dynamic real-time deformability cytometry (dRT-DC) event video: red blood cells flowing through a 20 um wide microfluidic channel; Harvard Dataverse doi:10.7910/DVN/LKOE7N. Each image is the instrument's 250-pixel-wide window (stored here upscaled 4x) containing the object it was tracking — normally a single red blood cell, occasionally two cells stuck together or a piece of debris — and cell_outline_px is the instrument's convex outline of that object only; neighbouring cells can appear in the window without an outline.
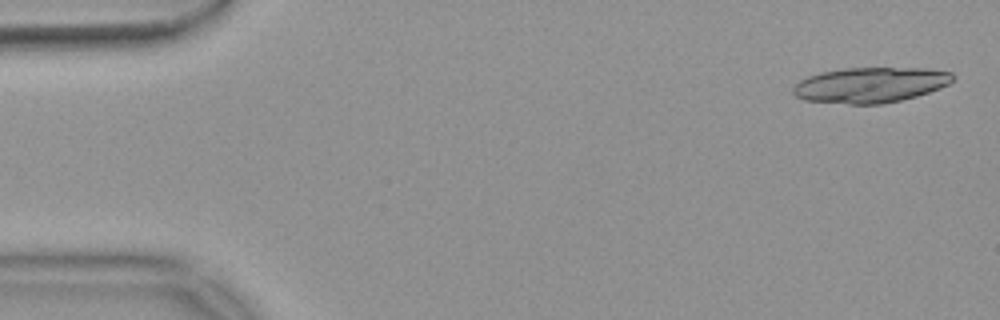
{"species": "common noctule bat (a hibernating species)", "species_latin": "Nyctalus noctula", "temperature_condition": "warm", "stored_images_in_passage": 19, "camera_frame_rate_fps": 3000, "um_per_image_px": 0.085, "animal": {"sex": "female", "body_mass_g": 18.4}, "frame": {"image": 1, "passage_image": 2, "time_ms": 0.333, "image_size_px": [1000, 320], "cell_outline_px": [[956, 76], [948, 84], [940, 88], [916, 96], [900, 100], [880, 104], [848, 104], [804, 100], [796, 96], [792, 92], [792, 88], [800, 80], [808, 76], [820, 72], [844, 68], [924, 68], [952, 72]], "centroid_in_image_um": [73.97, 7.21], "position_along_channel_um": 11.0, "area_um2": 32.95}}